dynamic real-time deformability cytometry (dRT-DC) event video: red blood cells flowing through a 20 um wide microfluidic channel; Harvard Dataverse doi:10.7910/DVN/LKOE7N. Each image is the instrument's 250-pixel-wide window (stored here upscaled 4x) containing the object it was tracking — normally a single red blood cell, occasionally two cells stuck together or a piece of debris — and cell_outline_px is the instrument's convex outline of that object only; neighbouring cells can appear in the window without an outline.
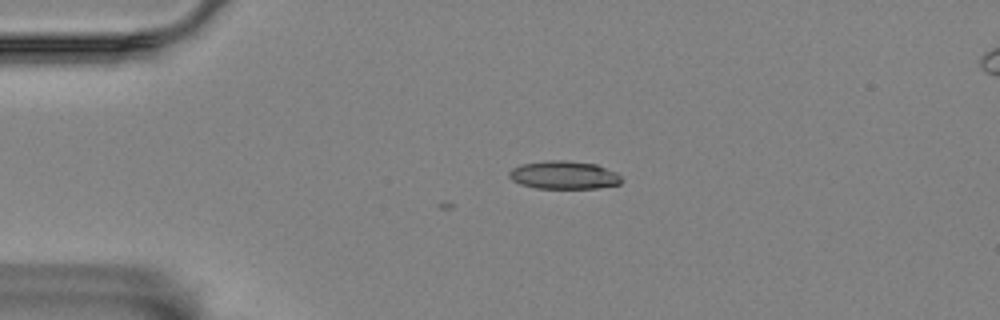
{"species": "Egyptian fruit bat (a non-hibernating species)", "species_latin": "Rousettus aegyptiacus", "temperature_condition": "room temperature", "stored_images_in_passage": 5, "camera_frame_rate_fps": 3000, "um_per_image_px": 0.085, "animal": {"sex": "female"}, "frame": {"image": 1, "passage_image": 3, "time_ms": 2.333, "image_size_px": [1000, 320], "cell_outline_px": [[624, 180], [620, 184], [596, 188], [536, 188], [520, 184], [512, 180], [508, 176], [508, 172], [512, 168], [520, 164], [548, 160], [568, 160], [596, 164], [616, 172]], "centroid_in_image_um": [47.92, 14.87], "position_along_channel_um": 37.1, "area_um2": 18.55}}